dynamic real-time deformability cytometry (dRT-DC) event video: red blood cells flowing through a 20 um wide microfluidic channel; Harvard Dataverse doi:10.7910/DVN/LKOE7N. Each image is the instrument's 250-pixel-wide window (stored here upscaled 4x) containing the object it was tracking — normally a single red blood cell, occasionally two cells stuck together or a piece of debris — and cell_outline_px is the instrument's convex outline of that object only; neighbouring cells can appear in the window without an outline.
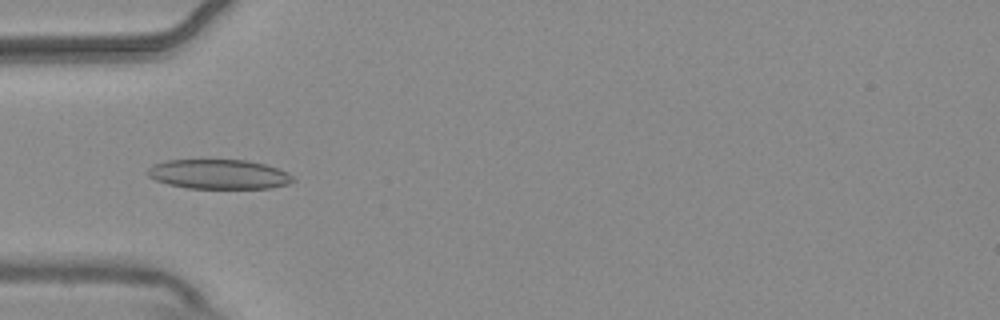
{"species": "common noctule bat (a hibernating species)", "species_latin": "Nyctalus noctula", "temperature_condition": "warm", "stored_images_in_passage": 38, "camera_frame_rate_fps": 3000, "um_per_image_px": 0.085, "animal": {"sex": "male", "body_mass_g": 20.4}, "frame": {"image": 1, "passage_image": 1, "time_ms": 0.0, "image_size_px": [1000, 320], "cell_outline_px": [[296, 180], [288, 184], [272, 188], [188, 188], [168, 184], [156, 180], [148, 176], [144, 172], [152, 164], [168, 160], [248, 160], [264, 164], [288, 172]], "centroid_in_image_um": [18.58, 14.81], "position_along_channel_um": 66.4, "area_um2": 25.14}}
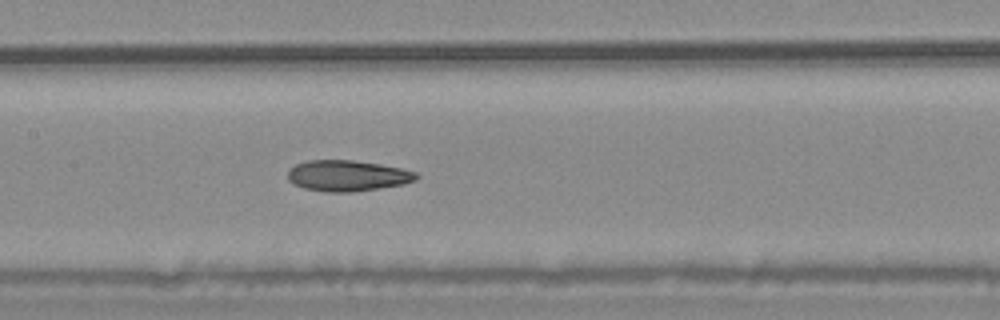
{"frame": {"image": 2, "passage_image": 10, "time_ms": 3.0, "image_size_px": [1000, 320], "cell_outline_px": [[420, 176], [416, 180], [404, 184], [380, 188], [352, 192], [324, 192], [304, 188], [288, 180], [288, 172], [296, 164], [308, 160], [352, 160], [380, 164], [400, 168], [416, 172]], "centroid_in_image_um": [29.56, 14.94], "position_along_channel_um": 177.8, "area_um2": 23.12}}
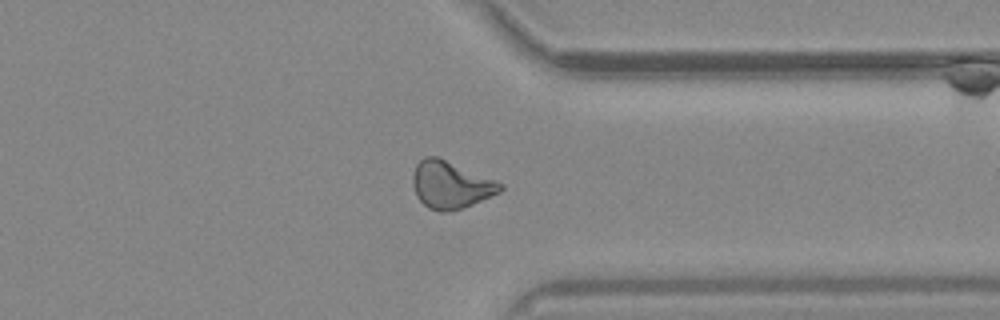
{"frame": {"image": 3, "passage_image": 26, "time_ms": 8.333, "image_size_px": [1000, 320], "cell_outline_px": [[504, 188], [500, 192], [464, 208], [448, 212], [440, 212], [428, 208], [416, 196], [412, 184], [412, 176], [416, 164], [424, 156], [436, 156], [504, 184]], "centroid_in_image_um": [38.28, 15.73], "position_along_channel_um": 373.1, "area_um2": 24.04}, "authors_computed_cell_mechanics": {"area_um2": 23.1489, "velocity_mm_per_s": 3.6969, "shape_relaxation_time_tau1_ms": null, "shape_relaxation_time_tau2_ms": 4.2026, "deformation_change_tau1": null, "deformation_change_tau2": 0.1108}}